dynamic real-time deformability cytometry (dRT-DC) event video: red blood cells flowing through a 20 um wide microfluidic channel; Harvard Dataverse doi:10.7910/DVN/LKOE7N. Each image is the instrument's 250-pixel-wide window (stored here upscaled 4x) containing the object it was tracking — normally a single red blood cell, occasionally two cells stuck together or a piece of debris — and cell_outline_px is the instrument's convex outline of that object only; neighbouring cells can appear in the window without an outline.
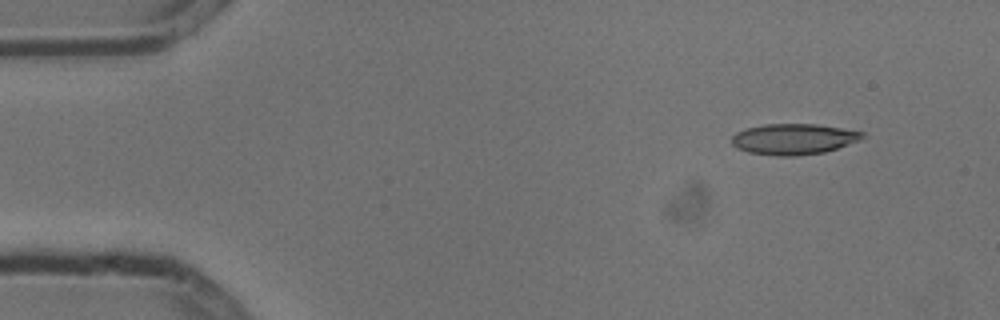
{"species": "common noctule bat (a hibernating species)", "species_latin": "Nyctalus noctula", "temperature_condition": "cold", "stored_images_in_passage": 6, "camera_frame_rate_fps": 3000, "um_per_image_px": 0.085, "animal": {"sex": "male", "body_mass_g": 13.3}, "frame": {"image": 1, "passage_image": 2, "time_ms": 0.333, "image_size_px": [1000, 320], "cell_outline_px": [[864, 136], [860, 140], [824, 152], [796, 156], [776, 156], [748, 152], [736, 148], [732, 144], [732, 136], [736, 132], [744, 128], [764, 124], [816, 124], [864, 132]], "centroid_in_image_um": [67.41, 11.82], "position_along_channel_um": 17.6, "area_um2": 23.47}}
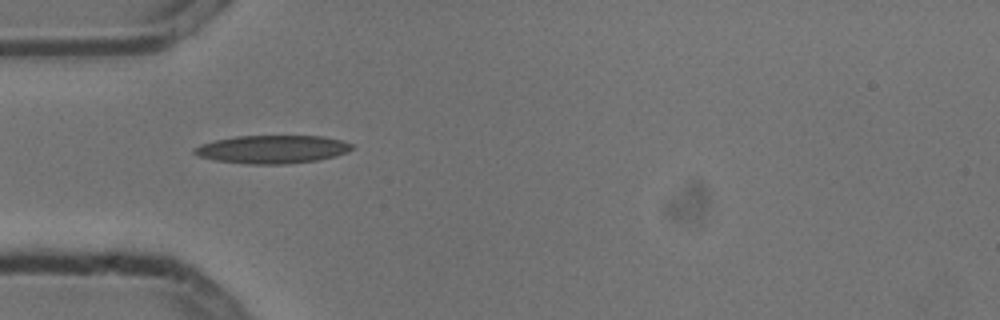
{"frame": {"image": 2, "passage_image": 5, "time_ms": 1.333, "image_size_px": [1000, 320], "cell_outline_px": [[352, 148], [348, 152], [336, 156], [316, 160], [284, 164], [248, 164], [216, 160], [200, 156], [192, 152], [192, 148], [200, 144], [216, 140], [236, 136], [324, 136], [340, 140], [352, 144]], "centroid_in_image_um": [23.13, 12.69], "position_along_channel_um": 61.9, "area_um2": 25.72}}
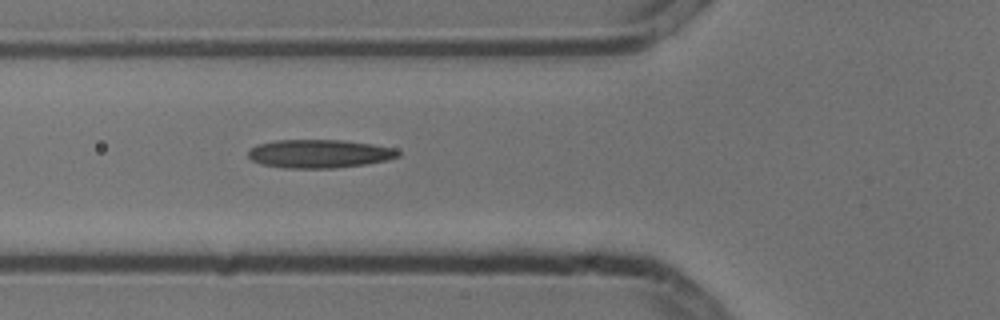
{"frame": {"image": 3, "passage_image": 6, "time_ms": 1.667, "image_size_px": [1000, 320], "cell_outline_px": [[400, 156], [388, 160], [368, 164], [336, 168], [284, 168], [260, 164], [252, 160], [248, 156], [248, 152], [256, 144], [276, 140], [344, 140], [372, 144], [396, 148], [400, 152]], "centroid_in_image_um": [27.17, 13.07], "position_along_channel_um": 98.6, "area_um2": 25.09}}